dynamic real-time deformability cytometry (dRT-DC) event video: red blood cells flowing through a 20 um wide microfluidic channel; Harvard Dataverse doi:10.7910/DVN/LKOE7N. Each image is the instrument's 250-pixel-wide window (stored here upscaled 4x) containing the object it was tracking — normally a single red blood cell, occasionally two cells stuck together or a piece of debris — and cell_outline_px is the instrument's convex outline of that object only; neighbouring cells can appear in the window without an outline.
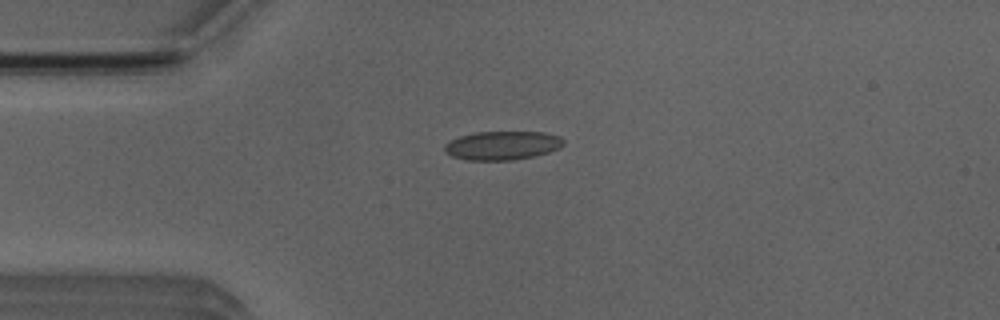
{"species": "Egyptian fruit bat (a non-hibernating species)", "species_latin": "Rousettus aegyptiacus", "temperature_condition": "room temperature", "stored_images_in_passage": 6, "camera_frame_rate_fps": 3000, "um_per_image_px": 0.085, "animal": {"sex": "male"}, "frame": {"image": 1, "passage_image": 4, "time_ms": 3.333, "image_size_px": [1000, 320], "cell_outline_px": [[564, 144], [560, 148], [548, 152], [532, 156], [512, 160], [468, 160], [452, 156], [444, 152], [444, 144], [460, 136], [476, 132], [544, 132], [560, 136], [564, 140]], "centroid_in_image_um": [42.7, 12.36], "position_along_channel_um": 42.3, "area_um2": 19.88}}